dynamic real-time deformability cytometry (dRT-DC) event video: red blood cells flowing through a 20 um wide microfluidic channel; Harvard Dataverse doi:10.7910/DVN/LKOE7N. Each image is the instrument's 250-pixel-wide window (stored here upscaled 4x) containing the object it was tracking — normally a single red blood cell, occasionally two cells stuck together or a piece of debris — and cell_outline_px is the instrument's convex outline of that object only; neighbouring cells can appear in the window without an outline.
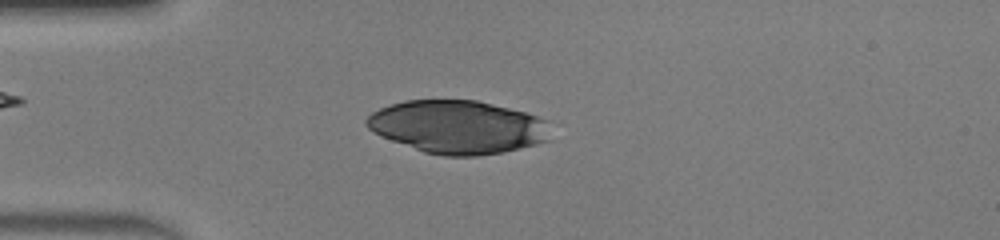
{"species": "human", "species_latin": "Homo sapiens", "temperature_condition": "warm", "stored_images_in_passage": 48, "camera_frame_rate_fps": 3000, "um_per_image_px": 0.085, "donor": {"sex": "male"}, "frame": {"image": 1, "passage_image": 13, "time_ms": 4.0, "image_size_px": [1000, 240], "cell_outline_px": [[552, 140], [504, 152], [476, 156], [444, 156], [424, 152], [380, 136], [368, 128], [364, 124], [364, 120], [372, 112], [380, 108], [404, 100], [476, 100], [524, 112], [552, 120]], "centroid_in_image_um": [38.98, 10.79], "position_along_channel_um": 46.0, "area_um2": 57.63}}
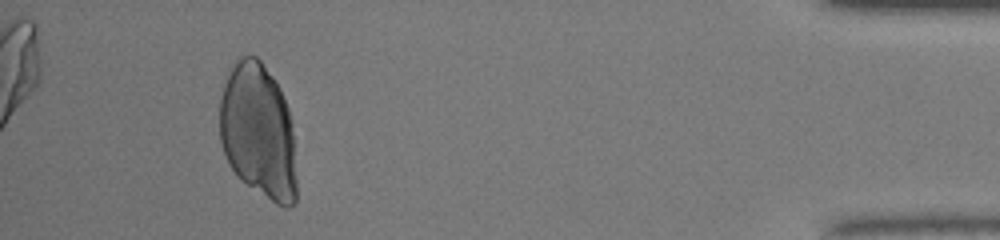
{"frame": {"image": 2, "passage_image": 45, "time_ms": 14.667, "image_size_px": [1000, 240], "cell_outline_px": [[296, 204], [288, 208], [284, 208], [276, 204], [240, 180], [236, 176], [228, 164], [220, 140], [220, 96], [224, 84], [232, 64], [240, 56], [256, 56], [260, 60], [272, 76], [280, 88], [288, 108], [292, 124], [296, 180]], "centroid_in_image_um": [21.95, 11.18], "position_along_channel_um": 413.3, "area_um2": 60.98}}